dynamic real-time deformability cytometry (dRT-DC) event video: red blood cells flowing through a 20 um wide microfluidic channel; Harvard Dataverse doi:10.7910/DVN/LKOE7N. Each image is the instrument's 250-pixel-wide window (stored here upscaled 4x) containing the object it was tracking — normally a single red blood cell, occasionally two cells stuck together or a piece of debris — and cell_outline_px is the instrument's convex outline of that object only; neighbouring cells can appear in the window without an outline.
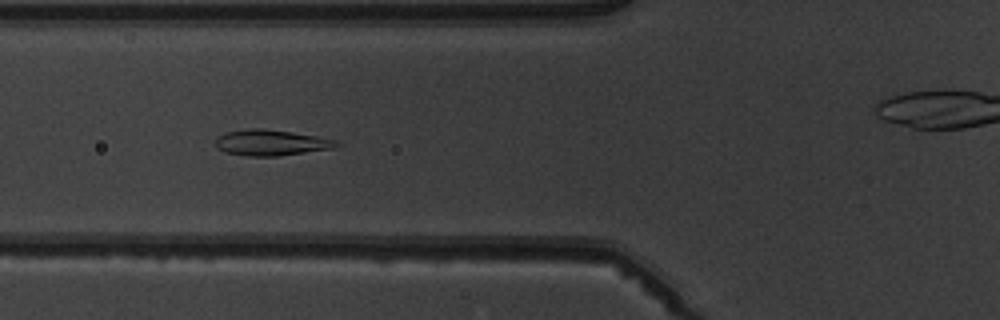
{"species": "common noctule bat (a hibernating species)", "species_latin": "Nyctalus noctula", "temperature_condition": "warm", "stored_images_in_passage": 8, "segment_of_instrument_passage": [1, 2], "camera_frame_rate_fps": 3000, "um_per_image_px": 0.085, "animal": {"sex": "male", "body_mass_g": 19.5, "forearm_length_mm": 54.6}, "frame": {"image": 1, "passage_image": 5, "time_ms": 4.667, "image_size_px": [1000, 320], "cell_outline_px": [[344, 144], [336, 148], [276, 156], [248, 156], [224, 152], [216, 148], [216, 140], [220, 136], [228, 132], [248, 128], [264, 128], [292, 132], [316, 136], [336, 140]], "centroid_in_image_um": [23.09, 12.13], "position_along_channel_um": 102.7, "area_um2": 18.26}}
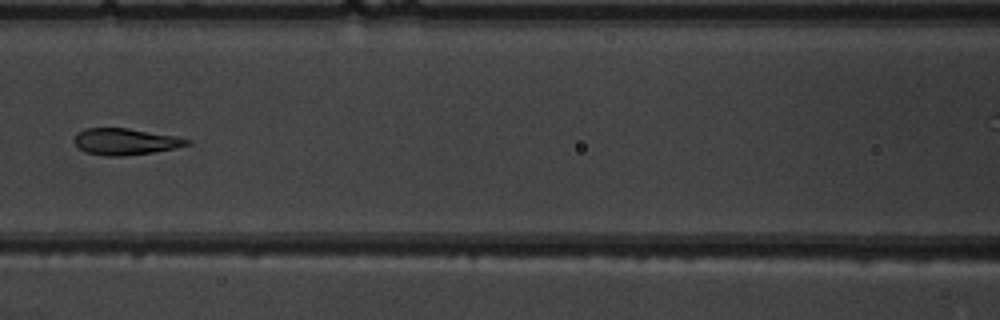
{"frame": {"image": 2, "passage_image": 6, "time_ms": 6.0, "image_size_px": [1000, 320], "cell_outline_px": [[192, 144], [176, 148], [152, 152], [124, 156], [108, 156], [88, 152], [80, 148], [72, 140], [76, 132], [84, 128], [128, 128], [180, 136], [192, 140]], "centroid_in_image_um": [10.71, 12.02], "position_along_channel_um": 155.9, "area_um2": 17.63}}
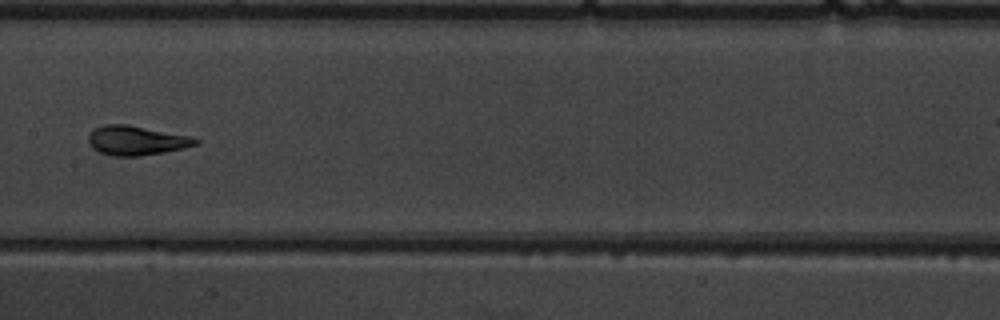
{"frame": {"image": 3, "passage_image": 7, "time_ms": 7.0, "image_size_px": [1000, 320], "cell_outline_px": [[200, 144], [184, 148], [164, 152], [140, 156], [112, 156], [100, 152], [92, 148], [88, 144], [88, 136], [96, 128], [104, 124], [128, 124], [192, 136], [200, 140]], "centroid_in_image_um": [11.62, 11.94], "position_along_channel_um": 195.8, "area_um2": 18.55}}